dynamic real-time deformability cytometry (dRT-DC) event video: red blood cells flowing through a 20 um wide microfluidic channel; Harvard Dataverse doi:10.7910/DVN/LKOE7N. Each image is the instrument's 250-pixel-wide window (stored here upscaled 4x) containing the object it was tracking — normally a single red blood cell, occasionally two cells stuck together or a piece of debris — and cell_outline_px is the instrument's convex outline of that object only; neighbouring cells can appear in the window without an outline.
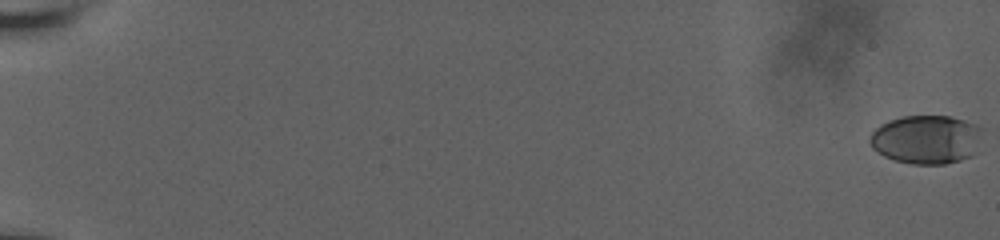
{"species": "human", "species_latin": "Homo sapiens", "temperature_condition": "room temperature", "stored_images_in_passage": 15, "camera_frame_rate_fps": 3000, "um_per_image_px": 0.085, "donor": {"sex": "male"}, "frame": {"image": 1, "passage_image": 1, "time_ms": 0.0, "image_size_px": [1000, 240], "cell_outline_px": [[984, 128], [972, 156], [960, 160], [944, 164], [912, 164], [896, 160], [884, 156], [872, 148], [868, 140], [872, 132], [880, 124], [888, 120], [900, 116], [948, 116], [964, 120], [976, 124]], "centroid_in_image_um": [78.72, 11.84], "position_along_channel_um": 6.3, "area_um2": 32.08}}
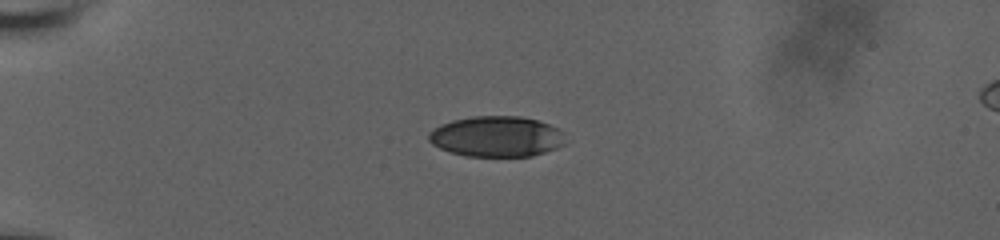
{"frame": {"image": 2, "passage_image": 11, "time_ms": 6.0, "image_size_px": [1000, 240], "cell_outline_px": [[564, 144], [556, 148], [532, 156], [464, 156], [440, 148], [432, 144], [428, 140], [428, 132], [440, 124], [452, 120], [472, 116], [520, 116], [536, 120], [560, 128], [564, 132]], "centroid_in_image_um": [42.2, 11.59], "position_along_channel_um": 42.8, "area_um2": 32.48}}
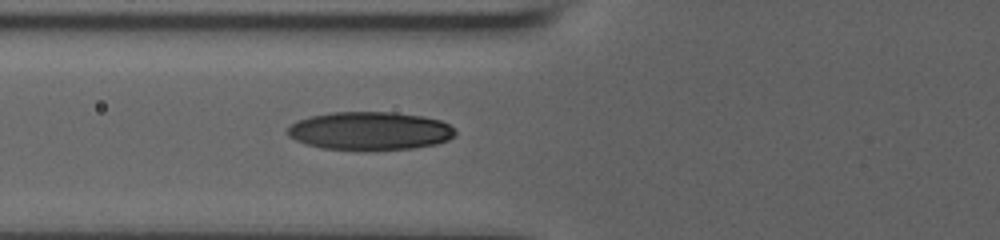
{"frame": {"image": 3, "passage_image": 15, "time_ms": 8.667, "image_size_px": [1000, 240], "cell_outline_px": [[456, 136], [448, 140], [436, 144], [416, 148], [368, 152], [320, 148], [304, 144], [288, 136], [284, 132], [296, 120], [308, 116], [332, 112], [392, 112], [424, 116], [440, 120], [448, 124], [456, 132]], "centroid_in_image_um": [31.41, 11.15], "position_along_channel_um": 94.4, "area_um2": 38.44}}